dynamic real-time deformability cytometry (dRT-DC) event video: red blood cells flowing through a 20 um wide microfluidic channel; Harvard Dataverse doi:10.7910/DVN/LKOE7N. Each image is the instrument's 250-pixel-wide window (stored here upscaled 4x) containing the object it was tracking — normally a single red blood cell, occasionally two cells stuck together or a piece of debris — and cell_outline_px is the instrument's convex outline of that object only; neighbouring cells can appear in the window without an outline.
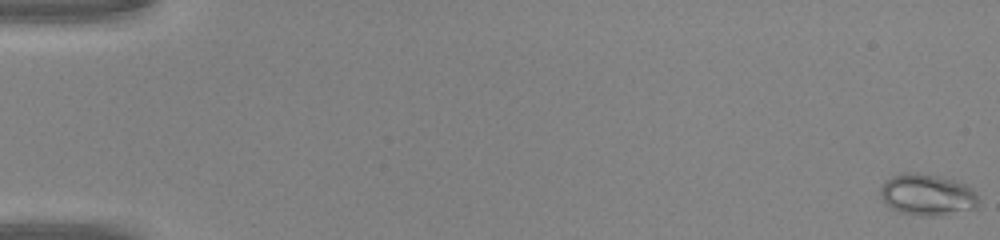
{"species": "common noctule bat (a hibernating species)", "species_latin": "Nyctalus noctula", "temperature_condition": "warm", "stored_images_in_passage": 47, "camera_frame_rate_fps": 3000, "um_per_image_px": 0.085, "animal": {"sex": "male", "body_mass_g": 20.0, "forearm_length_mm": 53.3}, "frame": {"image": 1, "passage_image": 1, "time_ms": 0.0, "image_size_px": [1000, 240], "cell_outline_px": [[980, 200], [976, 208], [936, 216], [924, 216], [900, 212], [884, 204], [880, 196], [880, 188], [892, 176], [900, 172], [916, 172], [940, 176], [956, 180], [968, 184], [976, 192]], "centroid_in_image_um": [78.84, 16.54], "position_along_channel_um": 6.2, "area_um2": 24.04}}
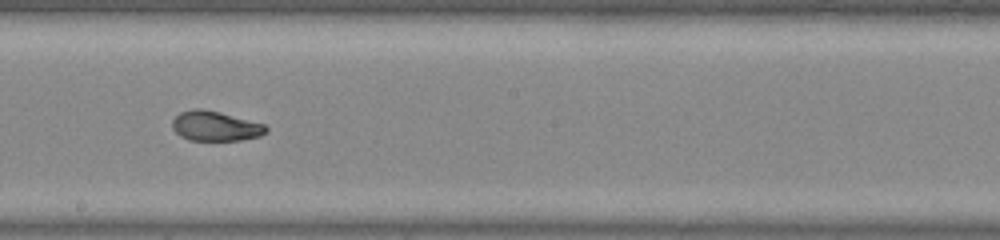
{"frame": {"image": 2, "passage_image": 28, "time_ms": 9.0, "image_size_px": [1000, 240], "cell_outline_px": [[268, 132], [260, 136], [240, 140], [188, 140], [180, 136], [172, 128], [172, 120], [180, 112], [192, 108], [200, 108], [220, 112], [264, 124], [268, 128]], "centroid_in_image_um": [18.29, 10.71], "position_along_channel_um": 229.9, "area_um2": 16.36}}
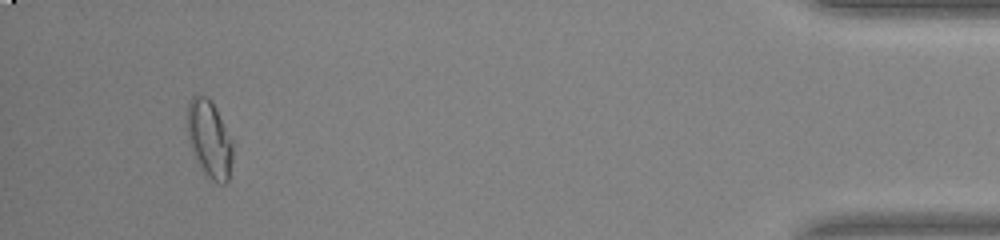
{"frame": {"image": 3, "passage_image": 45, "time_ms": 14.667, "image_size_px": [1000, 240], "cell_outline_px": [[232, 160], [228, 180], [224, 184], [220, 184], [212, 180], [200, 168], [192, 152], [188, 140], [188, 104], [192, 96], [208, 96], [212, 100], [232, 140]], "centroid_in_image_um": [17.8, 11.83], "position_along_channel_um": 417.4, "area_um2": 20.4}}